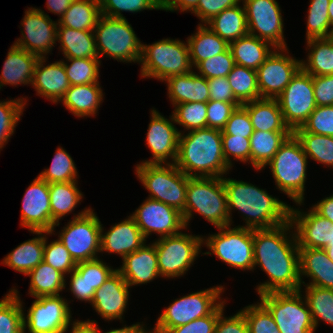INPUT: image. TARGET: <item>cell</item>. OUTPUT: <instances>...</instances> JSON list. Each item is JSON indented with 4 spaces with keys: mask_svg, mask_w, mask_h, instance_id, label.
Wrapping results in <instances>:
<instances>
[{
    "mask_svg": "<svg viewBox=\"0 0 333 333\" xmlns=\"http://www.w3.org/2000/svg\"><path fill=\"white\" fill-rule=\"evenodd\" d=\"M39 56L12 45L0 74V89L5 85L32 84Z\"/></svg>",
    "mask_w": 333,
    "mask_h": 333,
    "instance_id": "29",
    "label": "cell"
},
{
    "mask_svg": "<svg viewBox=\"0 0 333 333\" xmlns=\"http://www.w3.org/2000/svg\"><path fill=\"white\" fill-rule=\"evenodd\" d=\"M316 106L333 105V74L312 76Z\"/></svg>",
    "mask_w": 333,
    "mask_h": 333,
    "instance_id": "63",
    "label": "cell"
},
{
    "mask_svg": "<svg viewBox=\"0 0 333 333\" xmlns=\"http://www.w3.org/2000/svg\"><path fill=\"white\" fill-rule=\"evenodd\" d=\"M292 133L254 130L250 136V163L252 166L256 170L264 169Z\"/></svg>",
    "mask_w": 333,
    "mask_h": 333,
    "instance_id": "38",
    "label": "cell"
},
{
    "mask_svg": "<svg viewBox=\"0 0 333 333\" xmlns=\"http://www.w3.org/2000/svg\"><path fill=\"white\" fill-rule=\"evenodd\" d=\"M89 285V291H96L117 270L96 258L76 264L75 268Z\"/></svg>",
    "mask_w": 333,
    "mask_h": 333,
    "instance_id": "54",
    "label": "cell"
},
{
    "mask_svg": "<svg viewBox=\"0 0 333 333\" xmlns=\"http://www.w3.org/2000/svg\"><path fill=\"white\" fill-rule=\"evenodd\" d=\"M293 132H308L333 137V105L317 106L302 127Z\"/></svg>",
    "mask_w": 333,
    "mask_h": 333,
    "instance_id": "53",
    "label": "cell"
},
{
    "mask_svg": "<svg viewBox=\"0 0 333 333\" xmlns=\"http://www.w3.org/2000/svg\"><path fill=\"white\" fill-rule=\"evenodd\" d=\"M99 83L72 85L60 100L77 117L95 116L103 101Z\"/></svg>",
    "mask_w": 333,
    "mask_h": 333,
    "instance_id": "31",
    "label": "cell"
},
{
    "mask_svg": "<svg viewBox=\"0 0 333 333\" xmlns=\"http://www.w3.org/2000/svg\"><path fill=\"white\" fill-rule=\"evenodd\" d=\"M240 310L244 314L249 333H280L273 316L261 302Z\"/></svg>",
    "mask_w": 333,
    "mask_h": 333,
    "instance_id": "52",
    "label": "cell"
},
{
    "mask_svg": "<svg viewBox=\"0 0 333 333\" xmlns=\"http://www.w3.org/2000/svg\"><path fill=\"white\" fill-rule=\"evenodd\" d=\"M312 208L322 217L330 220L333 223V194L329 197H325Z\"/></svg>",
    "mask_w": 333,
    "mask_h": 333,
    "instance_id": "68",
    "label": "cell"
},
{
    "mask_svg": "<svg viewBox=\"0 0 333 333\" xmlns=\"http://www.w3.org/2000/svg\"><path fill=\"white\" fill-rule=\"evenodd\" d=\"M199 0H162V10L166 11H191L193 12L198 6Z\"/></svg>",
    "mask_w": 333,
    "mask_h": 333,
    "instance_id": "66",
    "label": "cell"
},
{
    "mask_svg": "<svg viewBox=\"0 0 333 333\" xmlns=\"http://www.w3.org/2000/svg\"><path fill=\"white\" fill-rule=\"evenodd\" d=\"M21 226L31 231H52L49 183L39 176L27 188L22 199Z\"/></svg>",
    "mask_w": 333,
    "mask_h": 333,
    "instance_id": "21",
    "label": "cell"
},
{
    "mask_svg": "<svg viewBox=\"0 0 333 333\" xmlns=\"http://www.w3.org/2000/svg\"><path fill=\"white\" fill-rule=\"evenodd\" d=\"M330 260L333 262V240L324 248Z\"/></svg>",
    "mask_w": 333,
    "mask_h": 333,
    "instance_id": "71",
    "label": "cell"
},
{
    "mask_svg": "<svg viewBox=\"0 0 333 333\" xmlns=\"http://www.w3.org/2000/svg\"><path fill=\"white\" fill-rule=\"evenodd\" d=\"M73 1L74 0H47L46 7L50 12L59 15L61 18Z\"/></svg>",
    "mask_w": 333,
    "mask_h": 333,
    "instance_id": "69",
    "label": "cell"
},
{
    "mask_svg": "<svg viewBox=\"0 0 333 333\" xmlns=\"http://www.w3.org/2000/svg\"><path fill=\"white\" fill-rule=\"evenodd\" d=\"M223 156L227 165L232 168V161L234 160L250 163V138H244L232 135H222ZM232 155V156H231Z\"/></svg>",
    "mask_w": 333,
    "mask_h": 333,
    "instance_id": "57",
    "label": "cell"
},
{
    "mask_svg": "<svg viewBox=\"0 0 333 333\" xmlns=\"http://www.w3.org/2000/svg\"><path fill=\"white\" fill-rule=\"evenodd\" d=\"M85 324L92 325L98 333H102L101 330L98 327L97 321L95 320H86L82 321ZM145 326L143 324H140L139 322L136 324H132L131 326H124L123 328L118 329H111L110 331H107L105 333H152L151 330H145Z\"/></svg>",
    "mask_w": 333,
    "mask_h": 333,
    "instance_id": "67",
    "label": "cell"
},
{
    "mask_svg": "<svg viewBox=\"0 0 333 333\" xmlns=\"http://www.w3.org/2000/svg\"><path fill=\"white\" fill-rule=\"evenodd\" d=\"M67 302L61 295L35 298L27 316H23L24 333L26 328L28 333H66L70 323L74 326L78 322L72 324Z\"/></svg>",
    "mask_w": 333,
    "mask_h": 333,
    "instance_id": "14",
    "label": "cell"
},
{
    "mask_svg": "<svg viewBox=\"0 0 333 333\" xmlns=\"http://www.w3.org/2000/svg\"><path fill=\"white\" fill-rule=\"evenodd\" d=\"M301 292L300 289L259 295L280 333H315L311 312Z\"/></svg>",
    "mask_w": 333,
    "mask_h": 333,
    "instance_id": "9",
    "label": "cell"
},
{
    "mask_svg": "<svg viewBox=\"0 0 333 333\" xmlns=\"http://www.w3.org/2000/svg\"><path fill=\"white\" fill-rule=\"evenodd\" d=\"M58 21H52L41 9L28 8L21 22V38L14 42L16 47L39 57H46L55 47Z\"/></svg>",
    "mask_w": 333,
    "mask_h": 333,
    "instance_id": "18",
    "label": "cell"
},
{
    "mask_svg": "<svg viewBox=\"0 0 333 333\" xmlns=\"http://www.w3.org/2000/svg\"><path fill=\"white\" fill-rule=\"evenodd\" d=\"M229 48L235 64L253 70H257L276 49L271 43L250 34L231 42Z\"/></svg>",
    "mask_w": 333,
    "mask_h": 333,
    "instance_id": "33",
    "label": "cell"
},
{
    "mask_svg": "<svg viewBox=\"0 0 333 333\" xmlns=\"http://www.w3.org/2000/svg\"><path fill=\"white\" fill-rule=\"evenodd\" d=\"M150 118L146 142L153 157L150 160L142 161L140 164H174L178 154L181 131L173 124L175 123L173 115L170 116L171 119L169 120L153 109ZM168 159L172 161L169 162Z\"/></svg>",
    "mask_w": 333,
    "mask_h": 333,
    "instance_id": "20",
    "label": "cell"
},
{
    "mask_svg": "<svg viewBox=\"0 0 333 333\" xmlns=\"http://www.w3.org/2000/svg\"><path fill=\"white\" fill-rule=\"evenodd\" d=\"M190 62L196 67L200 62L225 52L229 44L205 24H199L197 31L187 38Z\"/></svg>",
    "mask_w": 333,
    "mask_h": 333,
    "instance_id": "35",
    "label": "cell"
},
{
    "mask_svg": "<svg viewBox=\"0 0 333 333\" xmlns=\"http://www.w3.org/2000/svg\"><path fill=\"white\" fill-rule=\"evenodd\" d=\"M223 286L200 290L175 299L158 317L152 333H166L170 328L209 315L221 302Z\"/></svg>",
    "mask_w": 333,
    "mask_h": 333,
    "instance_id": "10",
    "label": "cell"
},
{
    "mask_svg": "<svg viewBox=\"0 0 333 333\" xmlns=\"http://www.w3.org/2000/svg\"><path fill=\"white\" fill-rule=\"evenodd\" d=\"M174 164L188 177H223L231 168L223 156L222 130L181 132Z\"/></svg>",
    "mask_w": 333,
    "mask_h": 333,
    "instance_id": "3",
    "label": "cell"
},
{
    "mask_svg": "<svg viewBox=\"0 0 333 333\" xmlns=\"http://www.w3.org/2000/svg\"><path fill=\"white\" fill-rule=\"evenodd\" d=\"M43 261L64 275H69L76 268V262L72 259L65 246L58 239L48 244L46 235Z\"/></svg>",
    "mask_w": 333,
    "mask_h": 333,
    "instance_id": "55",
    "label": "cell"
},
{
    "mask_svg": "<svg viewBox=\"0 0 333 333\" xmlns=\"http://www.w3.org/2000/svg\"><path fill=\"white\" fill-rule=\"evenodd\" d=\"M174 108L172 115L175 123L182 125L184 130L207 128V103L188 102L177 104Z\"/></svg>",
    "mask_w": 333,
    "mask_h": 333,
    "instance_id": "49",
    "label": "cell"
},
{
    "mask_svg": "<svg viewBox=\"0 0 333 333\" xmlns=\"http://www.w3.org/2000/svg\"><path fill=\"white\" fill-rule=\"evenodd\" d=\"M193 212L203 216L216 228L230 225L222 177H188L186 205L182 213L186 228Z\"/></svg>",
    "mask_w": 333,
    "mask_h": 333,
    "instance_id": "4",
    "label": "cell"
},
{
    "mask_svg": "<svg viewBox=\"0 0 333 333\" xmlns=\"http://www.w3.org/2000/svg\"><path fill=\"white\" fill-rule=\"evenodd\" d=\"M301 285L333 289V262L324 249L299 248ZM302 275L311 278L309 284L302 281Z\"/></svg>",
    "mask_w": 333,
    "mask_h": 333,
    "instance_id": "27",
    "label": "cell"
},
{
    "mask_svg": "<svg viewBox=\"0 0 333 333\" xmlns=\"http://www.w3.org/2000/svg\"><path fill=\"white\" fill-rule=\"evenodd\" d=\"M238 106L241 104L209 100L207 102V127L222 130Z\"/></svg>",
    "mask_w": 333,
    "mask_h": 333,
    "instance_id": "59",
    "label": "cell"
},
{
    "mask_svg": "<svg viewBox=\"0 0 333 333\" xmlns=\"http://www.w3.org/2000/svg\"><path fill=\"white\" fill-rule=\"evenodd\" d=\"M227 78L241 105L261 99L256 70L235 64Z\"/></svg>",
    "mask_w": 333,
    "mask_h": 333,
    "instance_id": "42",
    "label": "cell"
},
{
    "mask_svg": "<svg viewBox=\"0 0 333 333\" xmlns=\"http://www.w3.org/2000/svg\"><path fill=\"white\" fill-rule=\"evenodd\" d=\"M122 260L123 264L117 271L130 287L147 284L156 277H161L154 243L151 245L144 244Z\"/></svg>",
    "mask_w": 333,
    "mask_h": 333,
    "instance_id": "25",
    "label": "cell"
},
{
    "mask_svg": "<svg viewBox=\"0 0 333 333\" xmlns=\"http://www.w3.org/2000/svg\"><path fill=\"white\" fill-rule=\"evenodd\" d=\"M70 330L71 333H98L92 325L85 324L82 321H78Z\"/></svg>",
    "mask_w": 333,
    "mask_h": 333,
    "instance_id": "70",
    "label": "cell"
},
{
    "mask_svg": "<svg viewBox=\"0 0 333 333\" xmlns=\"http://www.w3.org/2000/svg\"><path fill=\"white\" fill-rule=\"evenodd\" d=\"M130 286L116 270L94 293L91 305L106 320H122Z\"/></svg>",
    "mask_w": 333,
    "mask_h": 333,
    "instance_id": "23",
    "label": "cell"
},
{
    "mask_svg": "<svg viewBox=\"0 0 333 333\" xmlns=\"http://www.w3.org/2000/svg\"><path fill=\"white\" fill-rule=\"evenodd\" d=\"M90 207L75 214L59 232L58 240L77 263L96 259L100 253L101 222Z\"/></svg>",
    "mask_w": 333,
    "mask_h": 333,
    "instance_id": "11",
    "label": "cell"
},
{
    "mask_svg": "<svg viewBox=\"0 0 333 333\" xmlns=\"http://www.w3.org/2000/svg\"><path fill=\"white\" fill-rule=\"evenodd\" d=\"M225 300L219 304V317L215 326V333H249V328L243 312L240 310L233 316L223 317Z\"/></svg>",
    "mask_w": 333,
    "mask_h": 333,
    "instance_id": "61",
    "label": "cell"
},
{
    "mask_svg": "<svg viewBox=\"0 0 333 333\" xmlns=\"http://www.w3.org/2000/svg\"><path fill=\"white\" fill-rule=\"evenodd\" d=\"M330 0H311L306 28V40L313 38H327L333 36V29L329 19Z\"/></svg>",
    "mask_w": 333,
    "mask_h": 333,
    "instance_id": "46",
    "label": "cell"
},
{
    "mask_svg": "<svg viewBox=\"0 0 333 333\" xmlns=\"http://www.w3.org/2000/svg\"><path fill=\"white\" fill-rule=\"evenodd\" d=\"M101 15L99 0H74L57 27L93 31Z\"/></svg>",
    "mask_w": 333,
    "mask_h": 333,
    "instance_id": "40",
    "label": "cell"
},
{
    "mask_svg": "<svg viewBox=\"0 0 333 333\" xmlns=\"http://www.w3.org/2000/svg\"><path fill=\"white\" fill-rule=\"evenodd\" d=\"M241 0H199L197 8L192 12L206 24L226 8L238 5Z\"/></svg>",
    "mask_w": 333,
    "mask_h": 333,
    "instance_id": "62",
    "label": "cell"
},
{
    "mask_svg": "<svg viewBox=\"0 0 333 333\" xmlns=\"http://www.w3.org/2000/svg\"><path fill=\"white\" fill-rule=\"evenodd\" d=\"M307 60H301V68L312 76L333 74V36L307 40Z\"/></svg>",
    "mask_w": 333,
    "mask_h": 333,
    "instance_id": "41",
    "label": "cell"
},
{
    "mask_svg": "<svg viewBox=\"0 0 333 333\" xmlns=\"http://www.w3.org/2000/svg\"><path fill=\"white\" fill-rule=\"evenodd\" d=\"M70 278V291L75 298L80 301L92 302L95 291H89V285L86 283L84 276H82L76 269L69 273Z\"/></svg>",
    "mask_w": 333,
    "mask_h": 333,
    "instance_id": "65",
    "label": "cell"
},
{
    "mask_svg": "<svg viewBox=\"0 0 333 333\" xmlns=\"http://www.w3.org/2000/svg\"><path fill=\"white\" fill-rule=\"evenodd\" d=\"M210 100L228 103H239L233 93L227 77L207 79Z\"/></svg>",
    "mask_w": 333,
    "mask_h": 333,
    "instance_id": "64",
    "label": "cell"
},
{
    "mask_svg": "<svg viewBox=\"0 0 333 333\" xmlns=\"http://www.w3.org/2000/svg\"><path fill=\"white\" fill-rule=\"evenodd\" d=\"M27 276L30 277L29 295L34 298L57 296L66 288L65 275L45 261L39 263Z\"/></svg>",
    "mask_w": 333,
    "mask_h": 333,
    "instance_id": "39",
    "label": "cell"
},
{
    "mask_svg": "<svg viewBox=\"0 0 333 333\" xmlns=\"http://www.w3.org/2000/svg\"><path fill=\"white\" fill-rule=\"evenodd\" d=\"M205 25L228 44L248 34L246 11L240 4L226 8Z\"/></svg>",
    "mask_w": 333,
    "mask_h": 333,
    "instance_id": "36",
    "label": "cell"
},
{
    "mask_svg": "<svg viewBox=\"0 0 333 333\" xmlns=\"http://www.w3.org/2000/svg\"><path fill=\"white\" fill-rule=\"evenodd\" d=\"M299 248L324 249L333 240V223L313 208L308 212L290 207V219Z\"/></svg>",
    "mask_w": 333,
    "mask_h": 333,
    "instance_id": "22",
    "label": "cell"
},
{
    "mask_svg": "<svg viewBox=\"0 0 333 333\" xmlns=\"http://www.w3.org/2000/svg\"><path fill=\"white\" fill-rule=\"evenodd\" d=\"M103 233L101 225L100 252L116 253L122 259L146 244V238L130 215Z\"/></svg>",
    "mask_w": 333,
    "mask_h": 333,
    "instance_id": "24",
    "label": "cell"
},
{
    "mask_svg": "<svg viewBox=\"0 0 333 333\" xmlns=\"http://www.w3.org/2000/svg\"><path fill=\"white\" fill-rule=\"evenodd\" d=\"M308 158L333 167V137L308 132H293Z\"/></svg>",
    "mask_w": 333,
    "mask_h": 333,
    "instance_id": "45",
    "label": "cell"
},
{
    "mask_svg": "<svg viewBox=\"0 0 333 333\" xmlns=\"http://www.w3.org/2000/svg\"><path fill=\"white\" fill-rule=\"evenodd\" d=\"M98 57H111L118 62H139L142 43L126 18L101 14L94 30Z\"/></svg>",
    "mask_w": 333,
    "mask_h": 333,
    "instance_id": "8",
    "label": "cell"
},
{
    "mask_svg": "<svg viewBox=\"0 0 333 333\" xmlns=\"http://www.w3.org/2000/svg\"><path fill=\"white\" fill-rule=\"evenodd\" d=\"M46 57H40L34 71L32 86L36 94L58 103L70 88L64 62L56 61L45 66Z\"/></svg>",
    "mask_w": 333,
    "mask_h": 333,
    "instance_id": "26",
    "label": "cell"
},
{
    "mask_svg": "<svg viewBox=\"0 0 333 333\" xmlns=\"http://www.w3.org/2000/svg\"><path fill=\"white\" fill-rule=\"evenodd\" d=\"M328 11H329L330 25L333 29V0H330Z\"/></svg>",
    "mask_w": 333,
    "mask_h": 333,
    "instance_id": "72",
    "label": "cell"
},
{
    "mask_svg": "<svg viewBox=\"0 0 333 333\" xmlns=\"http://www.w3.org/2000/svg\"><path fill=\"white\" fill-rule=\"evenodd\" d=\"M285 124L293 132L302 127L315 110L312 75L302 68L277 98Z\"/></svg>",
    "mask_w": 333,
    "mask_h": 333,
    "instance_id": "15",
    "label": "cell"
},
{
    "mask_svg": "<svg viewBox=\"0 0 333 333\" xmlns=\"http://www.w3.org/2000/svg\"><path fill=\"white\" fill-rule=\"evenodd\" d=\"M165 82L173 106L188 102L207 103L210 100L208 81L196 72L172 76Z\"/></svg>",
    "mask_w": 333,
    "mask_h": 333,
    "instance_id": "28",
    "label": "cell"
},
{
    "mask_svg": "<svg viewBox=\"0 0 333 333\" xmlns=\"http://www.w3.org/2000/svg\"><path fill=\"white\" fill-rule=\"evenodd\" d=\"M246 11L248 34L287 49L281 9L276 0H242Z\"/></svg>",
    "mask_w": 333,
    "mask_h": 333,
    "instance_id": "16",
    "label": "cell"
},
{
    "mask_svg": "<svg viewBox=\"0 0 333 333\" xmlns=\"http://www.w3.org/2000/svg\"><path fill=\"white\" fill-rule=\"evenodd\" d=\"M26 98L0 101V150L8 143L23 114Z\"/></svg>",
    "mask_w": 333,
    "mask_h": 333,
    "instance_id": "50",
    "label": "cell"
},
{
    "mask_svg": "<svg viewBox=\"0 0 333 333\" xmlns=\"http://www.w3.org/2000/svg\"><path fill=\"white\" fill-rule=\"evenodd\" d=\"M254 129L247 110L241 105L231 114L225 127L222 129V135H232L244 138H250Z\"/></svg>",
    "mask_w": 333,
    "mask_h": 333,
    "instance_id": "58",
    "label": "cell"
},
{
    "mask_svg": "<svg viewBox=\"0 0 333 333\" xmlns=\"http://www.w3.org/2000/svg\"><path fill=\"white\" fill-rule=\"evenodd\" d=\"M219 317V305L207 316L197 318L187 324L170 328L166 333H215Z\"/></svg>",
    "mask_w": 333,
    "mask_h": 333,
    "instance_id": "60",
    "label": "cell"
},
{
    "mask_svg": "<svg viewBox=\"0 0 333 333\" xmlns=\"http://www.w3.org/2000/svg\"><path fill=\"white\" fill-rule=\"evenodd\" d=\"M56 41L60 43L64 58L99 59L93 31L57 27Z\"/></svg>",
    "mask_w": 333,
    "mask_h": 333,
    "instance_id": "34",
    "label": "cell"
},
{
    "mask_svg": "<svg viewBox=\"0 0 333 333\" xmlns=\"http://www.w3.org/2000/svg\"><path fill=\"white\" fill-rule=\"evenodd\" d=\"M283 52L289 53L288 48H276L256 70L261 98L277 99L301 69V60Z\"/></svg>",
    "mask_w": 333,
    "mask_h": 333,
    "instance_id": "17",
    "label": "cell"
},
{
    "mask_svg": "<svg viewBox=\"0 0 333 333\" xmlns=\"http://www.w3.org/2000/svg\"><path fill=\"white\" fill-rule=\"evenodd\" d=\"M202 238L180 231L155 241L160 276L174 278L184 275L201 253Z\"/></svg>",
    "mask_w": 333,
    "mask_h": 333,
    "instance_id": "13",
    "label": "cell"
},
{
    "mask_svg": "<svg viewBox=\"0 0 333 333\" xmlns=\"http://www.w3.org/2000/svg\"><path fill=\"white\" fill-rule=\"evenodd\" d=\"M141 77L160 81L192 71L189 47L179 39H162L151 45L142 44Z\"/></svg>",
    "mask_w": 333,
    "mask_h": 333,
    "instance_id": "6",
    "label": "cell"
},
{
    "mask_svg": "<svg viewBox=\"0 0 333 333\" xmlns=\"http://www.w3.org/2000/svg\"><path fill=\"white\" fill-rule=\"evenodd\" d=\"M216 234L202 238L212 253L235 269L254 270L253 229L223 226Z\"/></svg>",
    "mask_w": 333,
    "mask_h": 333,
    "instance_id": "12",
    "label": "cell"
},
{
    "mask_svg": "<svg viewBox=\"0 0 333 333\" xmlns=\"http://www.w3.org/2000/svg\"><path fill=\"white\" fill-rule=\"evenodd\" d=\"M223 184L227 194V210L230 226L232 224V209L243 213L245 227L250 229H269L280 226L290 219V207L276 197L269 195L265 189L255 185L224 178ZM231 214V215H230Z\"/></svg>",
    "mask_w": 333,
    "mask_h": 333,
    "instance_id": "2",
    "label": "cell"
},
{
    "mask_svg": "<svg viewBox=\"0 0 333 333\" xmlns=\"http://www.w3.org/2000/svg\"><path fill=\"white\" fill-rule=\"evenodd\" d=\"M101 14L125 18L122 11L137 13L143 10H162V0H99Z\"/></svg>",
    "mask_w": 333,
    "mask_h": 333,
    "instance_id": "51",
    "label": "cell"
},
{
    "mask_svg": "<svg viewBox=\"0 0 333 333\" xmlns=\"http://www.w3.org/2000/svg\"><path fill=\"white\" fill-rule=\"evenodd\" d=\"M77 181L49 183L52 231L59 226V221L71 213L80 203L83 194L77 188Z\"/></svg>",
    "mask_w": 333,
    "mask_h": 333,
    "instance_id": "37",
    "label": "cell"
},
{
    "mask_svg": "<svg viewBox=\"0 0 333 333\" xmlns=\"http://www.w3.org/2000/svg\"><path fill=\"white\" fill-rule=\"evenodd\" d=\"M308 157L292 133L266 164L279 191L288 195L297 205L303 204Z\"/></svg>",
    "mask_w": 333,
    "mask_h": 333,
    "instance_id": "5",
    "label": "cell"
},
{
    "mask_svg": "<svg viewBox=\"0 0 333 333\" xmlns=\"http://www.w3.org/2000/svg\"><path fill=\"white\" fill-rule=\"evenodd\" d=\"M77 169L69 153L59 147L49 168L44 169L38 176L47 183H62L77 181Z\"/></svg>",
    "mask_w": 333,
    "mask_h": 333,
    "instance_id": "47",
    "label": "cell"
},
{
    "mask_svg": "<svg viewBox=\"0 0 333 333\" xmlns=\"http://www.w3.org/2000/svg\"><path fill=\"white\" fill-rule=\"evenodd\" d=\"M66 61L71 62L70 65L64 62V68L66 70L67 77L70 85H82L99 83V65L100 59H88V58H65Z\"/></svg>",
    "mask_w": 333,
    "mask_h": 333,
    "instance_id": "48",
    "label": "cell"
},
{
    "mask_svg": "<svg viewBox=\"0 0 333 333\" xmlns=\"http://www.w3.org/2000/svg\"><path fill=\"white\" fill-rule=\"evenodd\" d=\"M31 233L38 236L18 245L13 251L4 257L1 264L27 275L33 268L43 261L45 234L50 235L52 233L46 231H31Z\"/></svg>",
    "mask_w": 333,
    "mask_h": 333,
    "instance_id": "32",
    "label": "cell"
},
{
    "mask_svg": "<svg viewBox=\"0 0 333 333\" xmlns=\"http://www.w3.org/2000/svg\"><path fill=\"white\" fill-rule=\"evenodd\" d=\"M305 301L311 312L312 321L315 327L322 320L333 326V289L320 288L317 286L305 285Z\"/></svg>",
    "mask_w": 333,
    "mask_h": 333,
    "instance_id": "43",
    "label": "cell"
},
{
    "mask_svg": "<svg viewBox=\"0 0 333 333\" xmlns=\"http://www.w3.org/2000/svg\"><path fill=\"white\" fill-rule=\"evenodd\" d=\"M135 172L151 194L147 198L170 205L180 213L184 212L188 176L175 164H137Z\"/></svg>",
    "mask_w": 333,
    "mask_h": 333,
    "instance_id": "7",
    "label": "cell"
},
{
    "mask_svg": "<svg viewBox=\"0 0 333 333\" xmlns=\"http://www.w3.org/2000/svg\"><path fill=\"white\" fill-rule=\"evenodd\" d=\"M131 216L146 239L152 232L162 238L177 234L186 228L182 213L170 205L150 198H147Z\"/></svg>",
    "mask_w": 333,
    "mask_h": 333,
    "instance_id": "19",
    "label": "cell"
},
{
    "mask_svg": "<svg viewBox=\"0 0 333 333\" xmlns=\"http://www.w3.org/2000/svg\"><path fill=\"white\" fill-rule=\"evenodd\" d=\"M235 65L232 52L228 48L225 52L200 62L195 68L199 75L206 79L227 77Z\"/></svg>",
    "mask_w": 333,
    "mask_h": 333,
    "instance_id": "56",
    "label": "cell"
},
{
    "mask_svg": "<svg viewBox=\"0 0 333 333\" xmlns=\"http://www.w3.org/2000/svg\"><path fill=\"white\" fill-rule=\"evenodd\" d=\"M290 229V220L274 228L253 229L254 269L259 266L269 277V281L258 284V295L302 289L299 247Z\"/></svg>",
    "mask_w": 333,
    "mask_h": 333,
    "instance_id": "1",
    "label": "cell"
},
{
    "mask_svg": "<svg viewBox=\"0 0 333 333\" xmlns=\"http://www.w3.org/2000/svg\"><path fill=\"white\" fill-rule=\"evenodd\" d=\"M242 106L247 110L254 130L292 132L284 122L277 99L261 98Z\"/></svg>",
    "mask_w": 333,
    "mask_h": 333,
    "instance_id": "30",
    "label": "cell"
},
{
    "mask_svg": "<svg viewBox=\"0 0 333 333\" xmlns=\"http://www.w3.org/2000/svg\"><path fill=\"white\" fill-rule=\"evenodd\" d=\"M18 295L13 288L0 301V333H24V308Z\"/></svg>",
    "mask_w": 333,
    "mask_h": 333,
    "instance_id": "44",
    "label": "cell"
}]
</instances>
